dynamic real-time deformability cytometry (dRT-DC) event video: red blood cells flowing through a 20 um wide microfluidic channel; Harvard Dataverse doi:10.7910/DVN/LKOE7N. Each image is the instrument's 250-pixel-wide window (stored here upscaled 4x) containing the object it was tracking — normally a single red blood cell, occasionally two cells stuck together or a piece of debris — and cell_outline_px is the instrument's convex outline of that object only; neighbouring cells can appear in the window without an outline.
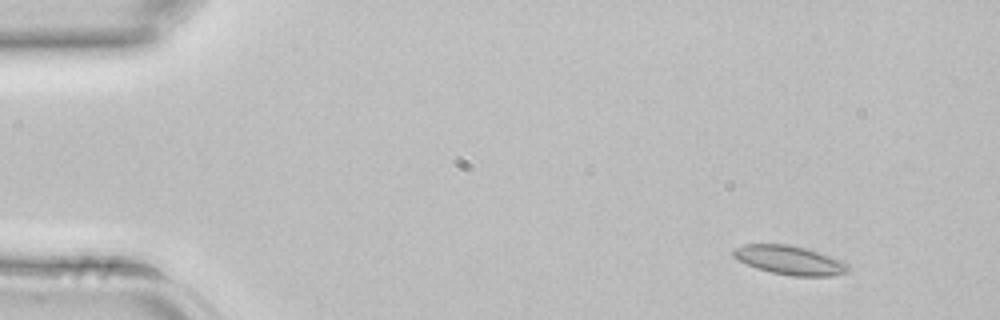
{"species": "common noctule bat (a hibernating species)", "species_latin": "Nyctalus noctula", "temperature_condition": "room temperature", "stored_images_in_passage": 4, "camera_frame_rate_fps": 3000, "um_per_image_px": 0.085, "animal": {"sex": "female", "body_mass_g": 22.7, "forearm_length_mm": 54.2}, "frame": {"image": 1, "passage_image": 1, "time_ms": 0.0, "image_size_px": [1000, 320], "cell_outline_px": [[848, 272], [836, 276], [792, 276], [772, 272], [756, 268], [732, 256], [732, 248], [744, 244], [788, 244], [804, 248], [844, 260], [848, 264]], "centroid_in_image_um": [67.14, 22.11], "position_along_channel_um": 17.9, "area_um2": 19.42}}
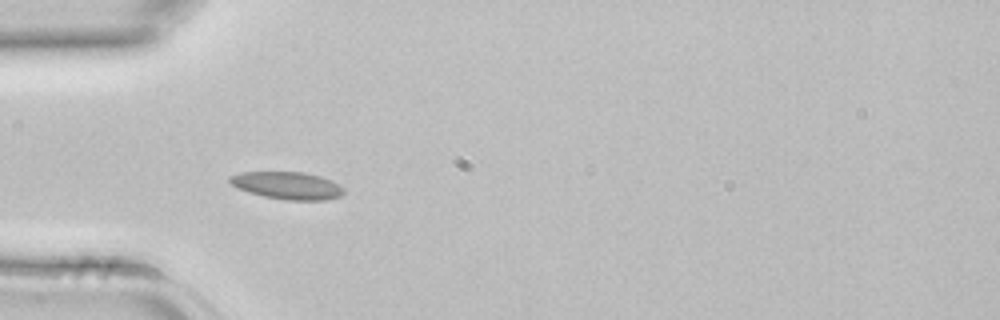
{"frame": {"image": 2, "passage_image": 3, "time_ms": 0.667, "image_size_px": [1000, 320], "cell_outline_px": [[344, 192], [340, 196], [324, 200], [284, 200], [264, 196], [248, 192], [232, 184], [228, 180], [228, 176], [240, 172], [304, 172], [320, 176], [332, 180], [340, 184], [344, 188]], "centroid_in_image_um": [24.44, 15.76], "position_along_channel_um": 60.6, "area_um2": 18.26}}